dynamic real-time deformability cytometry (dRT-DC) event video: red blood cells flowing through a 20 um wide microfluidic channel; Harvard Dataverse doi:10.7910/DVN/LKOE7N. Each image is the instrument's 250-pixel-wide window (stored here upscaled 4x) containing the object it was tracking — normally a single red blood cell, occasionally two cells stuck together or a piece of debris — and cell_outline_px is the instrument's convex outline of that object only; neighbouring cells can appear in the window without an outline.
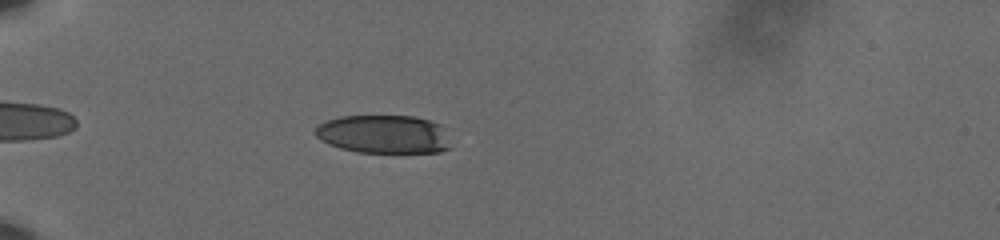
{"species": "human", "species_latin": "Homo sapiens", "temperature_condition": "cold", "stored_images_in_passage": 47, "camera_frame_rate_fps": 3000, "um_per_image_px": 0.085, "donor": {"sex": "male"}, "frame": {"image": 1, "passage_image": 7, "time_ms": 2.0, "image_size_px": [1000, 240], "cell_outline_px": [[452, 148], [440, 152], [356, 152], [340, 148], [328, 144], [320, 140], [316, 136], [316, 128], [324, 120], [340, 116], [416, 116], [440, 124]], "centroid_in_image_um": [32.6, 11.41], "position_along_channel_um": 52.4, "area_um2": 30.35}}
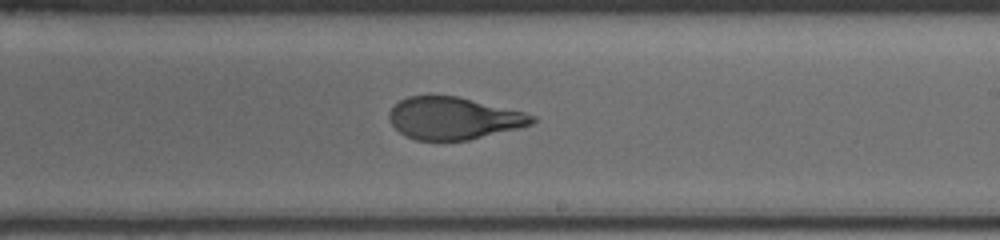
{"frame": {"image": 2, "passage_image": 26, "time_ms": 8.333, "image_size_px": [1000, 240], "cell_outline_px": [[536, 120], [532, 124], [520, 128], [468, 140], [416, 140], [404, 136], [392, 124], [388, 116], [388, 112], [400, 100], [408, 96], [456, 96], [524, 112], [536, 116]], "centroid_in_image_um": [38.56, 10.06], "position_along_channel_um": 250.4, "area_um2": 34.97}}
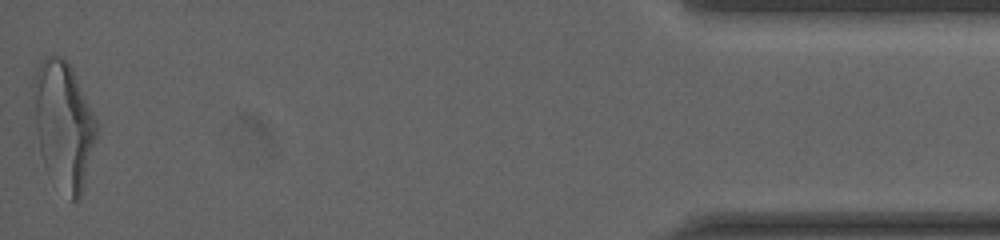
{"frame": {"image": 3, "passage_image": 47, "time_ms": 15.333, "image_size_px": [1000, 240], "cell_outline_px": [[100, 128], [80, 200], [72, 200], [44, 168], [40, 152], [36, 128], [32, 84], [32, 80], [36, 68], [52, 52], [60, 56], [72, 68]], "centroid_in_image_um": [5.41, 10.6], "position_along_channel_um": 429.8, "area_um2": 46.82}, "authors_computed_cell_mechanics": {"area_um2": 36.5874, "velocity_mm_per_s": 3.6194, "shape_relaxation_time_tau1_ms": 5.2941, "shape_relaxation_time_tau2_ms": 0.8334, "deformation_change_tau1": 0.1944, "deformation_change_tau2": 0.0701}}